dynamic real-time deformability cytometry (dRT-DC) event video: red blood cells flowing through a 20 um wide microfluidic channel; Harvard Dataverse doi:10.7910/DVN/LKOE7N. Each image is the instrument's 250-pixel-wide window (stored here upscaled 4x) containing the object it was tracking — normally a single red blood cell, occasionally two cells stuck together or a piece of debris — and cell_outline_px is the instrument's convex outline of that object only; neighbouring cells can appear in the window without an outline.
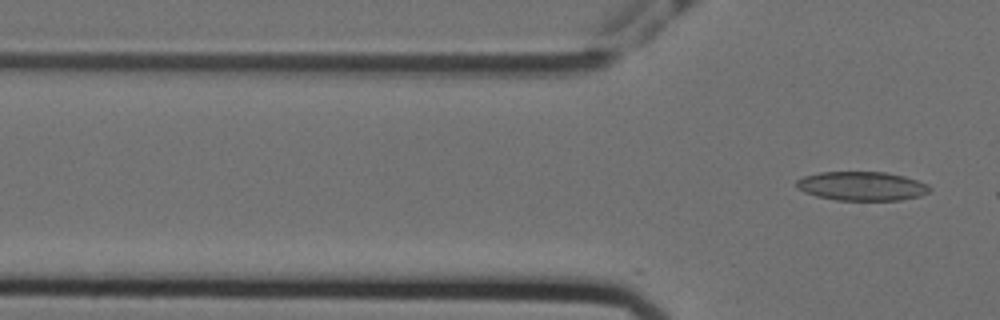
{"species": "Egyptian fruit bat (a non-hibernating species)", "species_latin": "Rousettus aegyptiacus", "temperature_condition": "cold", "stored_images_in_passage": 3, "camera_frame_rate_fps": 3000, "um_per_image_px": 0.085, "animal": {"sex": "female"}, "frame": {"image": 1, "passage_image": 3, "time_ms": 0.667, "image_size_px": [1000, 320], "cell_outline_px": [[932, 188], [928, 192], [920, 196], [900, 200], [836, 200], [816, 196], [804, 192], [796, 188], [796, 180], [804, 176], [820, 172], [884, 172], [904, 176], [928, 184]], "centroid_in_image_um": [73.24, 15.82], "position_along_channel_um": 52.6, "area_um2": 22.54}}